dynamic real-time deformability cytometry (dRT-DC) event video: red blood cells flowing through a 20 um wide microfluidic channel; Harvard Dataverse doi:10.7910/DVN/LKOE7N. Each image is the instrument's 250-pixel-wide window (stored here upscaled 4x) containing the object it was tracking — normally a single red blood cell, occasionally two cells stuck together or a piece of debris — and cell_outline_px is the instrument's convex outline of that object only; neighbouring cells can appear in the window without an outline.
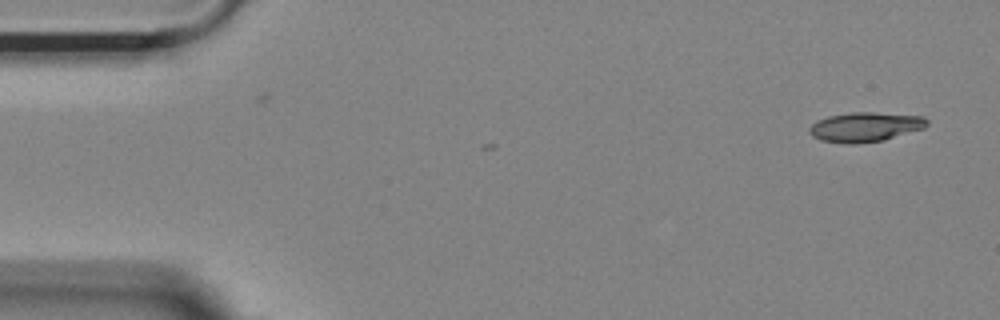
{"species": "Egyptian fruit bat (a non-hibernating species)", "species_latin": "Rousettus aegyptiacus", "temperature_condition": "room temperature", "stored_images_in_passage": 3, "camera_frame_rate_fps": 3000, "um_per_image_px": 0.085, "animal": {"sex": "female"}, "frame": {"image": 1, "passage_image": 1, "time_ms": 0.0, "image_size_px": [1000, 320], "cell_outline_px": [[928, 124], [924, 128], [884, 140], [856, 144], [844, 144], [820, 140], [812, 136], [808, 132], [808, 128], [812, 124], [828, 116], [852, 112], [872, 112], [924, 116], [928, 120]], "centroid_in_image_um": [73.54, 10.8], "position_along_channel_um": 11.5, "area_um2": 20.35}}